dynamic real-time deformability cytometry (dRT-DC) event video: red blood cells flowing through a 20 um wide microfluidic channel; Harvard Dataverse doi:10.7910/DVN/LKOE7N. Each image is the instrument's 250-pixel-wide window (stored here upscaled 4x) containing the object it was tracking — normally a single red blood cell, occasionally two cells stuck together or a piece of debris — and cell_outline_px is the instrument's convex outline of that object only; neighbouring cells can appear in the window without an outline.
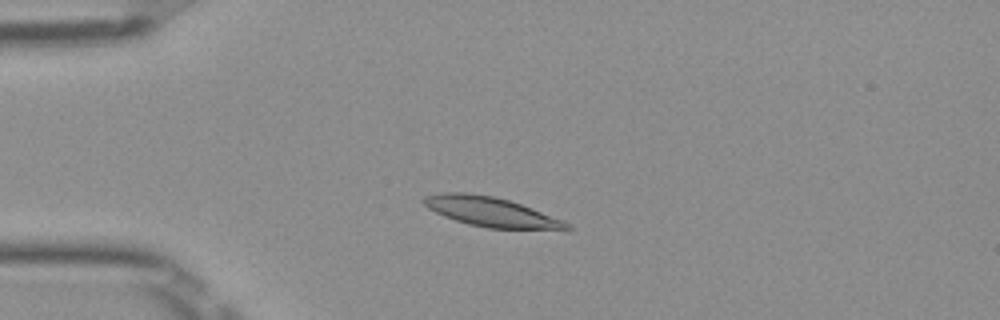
{"species": "Egyptian fruit bat (a non-hibernating species)", "species_latin": "Rousettus aegyptiacus", "temperature_condition": "room temperature", "stored_images_in_passage": 49, "camera_frame_rate_fps": 3000, "um_per_image_px": 0.085, "frame": {"image": 1, "passage_image": 10, "time_ms": 3.0, "image_size_px": [1000, 320], "cell_outline_px": [[572, 228], [488, 228], [468, 224], [444, 216], [428, 208], [424, 204], [424, 196], [440, 192], [468, 192], [492, 196], [508, 200], [520, 204], [564, 220]], "centroid_in_image_um": [41.64, 17.98], "position_along_channel_um": 43.4, "area_um2": 23.99}}
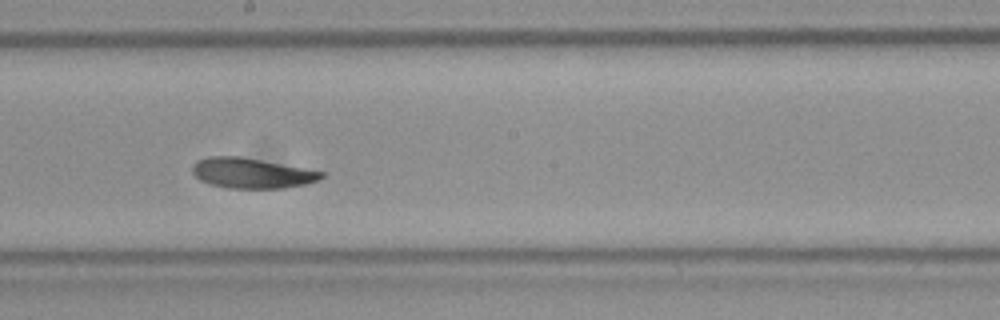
{"frame": {"image": 2, "passage_image": 26, "time_ms": 8.333, "image_size_px": [1000, 320], "cell_outline_px": [[324, 176], [320, 180], [308, 184], [284, 188], [228, 188], [208, 184], [200, 180], [192, 172], [192, 164], [196, 160], [208, 156], [240, 156], [304, 168], [324, 172]], "centroid_in_image_um": [21.38, 14.72], "position_along_channel_um": 226.8, "area_um2": 22.89}}
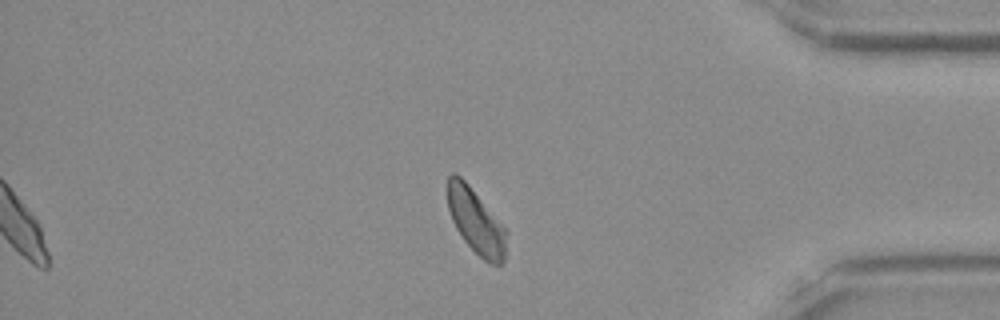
{"frame": {"image": 3, "passage_image": 41, "time_ms": 13.333, "image_size_px": [1000, 320], "cell_outline_px": [[508, 232], [504, 260], [500, 268], [488, 264], [464, 240], [456, 228], [452, 220], [448, 208], [444, 188], [448, 176], [452, 172], [456, 172], [468, 184], [508, 228]], "centroid_in_image_um": [40.46, 18.79], "position_along_channel_um": 394.7, "area_um2": 23.18}, "authors_computed_cell_mechanics": {"area_um2": 23.698, "velocity_mm_per_s": 3.9137, "shape_relaxation_time_tau1_ms": 5.3742, "shape_relaxation_time_tau2_ms": 5.5461, "deformation_change_tau1": 0.136, "deformation_change_tau2": 0.1123}}